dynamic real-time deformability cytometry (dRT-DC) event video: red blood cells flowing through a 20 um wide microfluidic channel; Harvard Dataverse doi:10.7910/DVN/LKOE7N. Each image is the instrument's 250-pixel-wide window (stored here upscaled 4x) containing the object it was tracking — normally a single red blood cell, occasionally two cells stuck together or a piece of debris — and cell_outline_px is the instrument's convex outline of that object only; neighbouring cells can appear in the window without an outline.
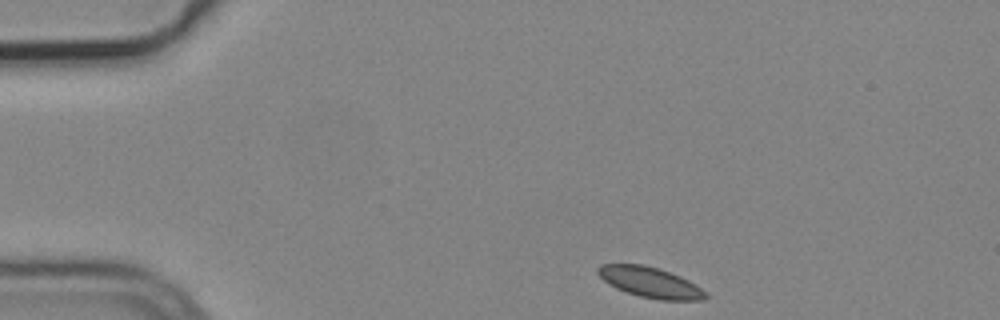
{"species": "common noctule bat (a hibernating species)", "species_latin": "Nyctalus noctula", "temperature_condition": "cold", "stored_images_in_passage": 4, "camera_frame_rate_fps": 3000, "um_per_image_px": 0.085, "animal": {"sex": "male", "body_mass_g": 19.2, "forearm_length_mm": 51.8}, "frame": {"image": 1, "passage_image": 1, "time_ms": 0.0, "image_size_px": [1000, 320], "cell_outline_px": [[708, 296], [704, 300], [660, 300], [640, 296], [616, 288], [608, 284], [596, 272], [596, 268], [600, 264], [644, 264], [660, 268], [680, 276], [688, 280], [708, 292]], "centroid_in_image_um": [55.28, 23.99], "position_along_channel_um": 29.7, "area_um2": 19.25}}
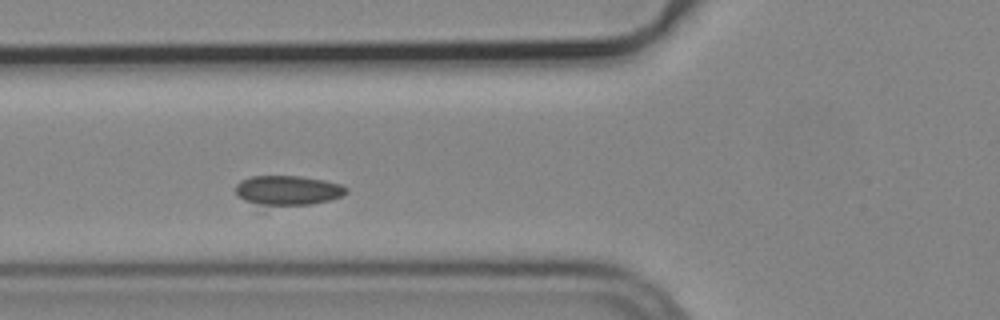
{"frame": {"image": 2, "passage_image": 4, "time_ms": 1.0, "image_size_px": [1000, 320], "cell_outline_px": [[348, 192], [344, 196], [312, 204], [260, 204], [244, 200], [236, 196], [236, 184], [240, 180], [252, 176], [300, 176], [324, 180], [340, 184], [348, 188]], "centroid_in_image_um": [24.48, 16.16], "position_along_channel_um": 101.3, "area_um2": 18.9}}